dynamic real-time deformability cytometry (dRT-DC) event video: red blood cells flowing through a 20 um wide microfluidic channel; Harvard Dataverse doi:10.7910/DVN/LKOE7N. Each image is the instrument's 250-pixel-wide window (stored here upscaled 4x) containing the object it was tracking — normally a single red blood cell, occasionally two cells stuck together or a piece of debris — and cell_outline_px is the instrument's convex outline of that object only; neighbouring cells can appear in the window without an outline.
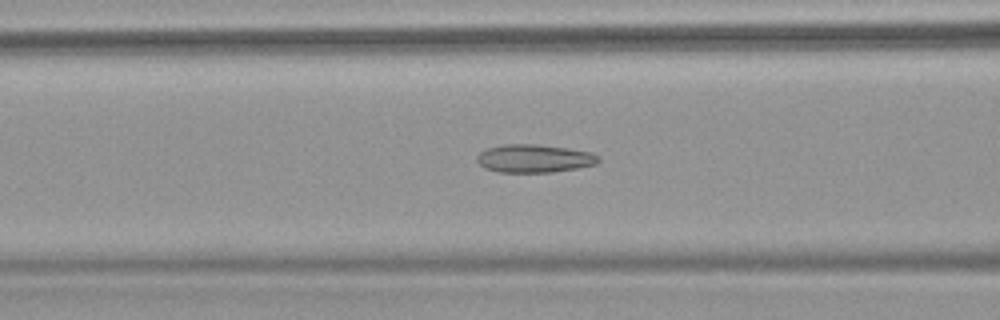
{"species": "common noctule bat (a hibernating species)", "species_latin": "Nyctalus noctula", "temperature_condition": "warm", "stored_images_in_passage": 63, "camera_frame_rate_fps": 3000, "um_per_image_px": 0.085, "animal": {"sex": "female", "body_mass_g": 18.4}, "frame": {"image": 1, "passage_image": 27, "time_ms": 8.667, "image_size_px": [1000, 320], "cell_outline_px": [[600, 160], [596, 164], [576, 168], [552, 172], [500, 172], [484, 168], [476, 160], [476, 156], [480, 152], [488, 148], [504, 144], [536, 144], [568, 148], [592, 152], [600, 156]], "centroid_in_image_um": [45.42, 13.46], "position_along_channel_um": 121.2, "area_um2": 19.94}}
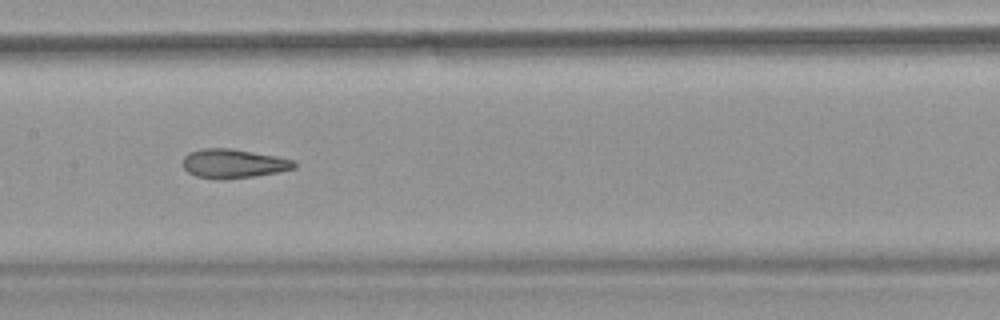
{"frame": {"image": 2, "passage_image": 33, "time_ms": 10.667, "image_size_px": [1000, 320], "cell_outline_px": [[296, 168], [276, 172], [252, 176], [220, 180], [196, 176], [188, 172], [184, 168], [184, 156], [188, 152], [200, 148], [232, 148], [276, 156], [296, 160]], "centroid_in_image_um": [19.83, 13.89], "position_along_channel_um": 187.6, "area_um2": 18.9}}
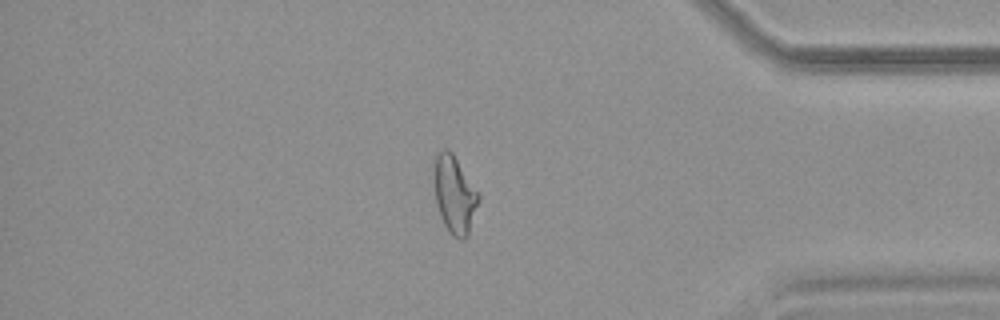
{"frame": {"image": 3, "passage_image": 54, "time_ms": 17.667, "image_size_px": [1000, 320], "cell_outline_px": [[480, 200], [468, 236], [464, 240], [460, 240], [452, 236], [448, 232], [440, 216], [436, 200], [432, 180], [432, 176], [436, 156], [444, 148], [448, 148], [452, 152], [480, 192]], "centroid_in_image_um": [38.65, 16.55], "position_along_channel_um": 396.6, "area_um2": 20.69}}